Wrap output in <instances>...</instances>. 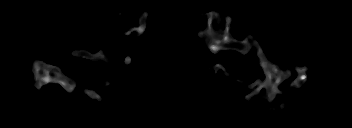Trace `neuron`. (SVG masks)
I'll return each instance as SVG.
<instances>
[{
    "label": "neuron",
    "mask_w": 352,
    "mask_h": 128,
    "mask_svg": "<svg viewBox=\"0 0 352 128\" xmlns=\"http://www.w3.org/2000/svg\"><path fill=\"white\" fill-rule=\"evenodd\" d=\"M148 12H144L141 18L139 19V27H133L132 30L127 31L123 33V36L128 37L132 31L137 32V37L141 36L144 33V29L147 25V18ZM208 22H207V27L205 28L204 31H199L198 36L200 38L205 37V40L207 41V48L208 50L212 51V53L217 54L220 50L224 49H229V50H237V52L240 53H246L250 50L251 45L248 43V40L246 37L243 38V40L239 41L237 39H234L231 36L230 33V23L231 18L226 16V26H224L223 34H218L217 30H213V15L214 12L211 11L208 14ZM253 44L255 45V48L258 50V58L261 62V66L263 68V71L266 75V80L263 83H260V81H255L251 85L248 86V88L252 89L255 87V85L259 84V87L255 89L252 93L249 95L245 96L246 99L252 98L254 95L260 92V90L263 87H267V96H268V101L272 102L276 94L282 95L283 93L278 89V86L281 82L284 80H287L289 76H291V71L288 72H283L281 71L278 66L275 64H271L268 61H265V54L262 48L260 47V44L256 42L255 39H253ZM103 52H99L98 54H91L87 52L86 50H75L74 52H71L70 55L72 56H77V57H83L88 60H106L105 56L102 54ZM125 58V64H129L131 61V58L129 57L128 54H126ZM32 71L34 73V81H35V87L40 90L41 86L43 84H47L49 82H54V83H59L63 86V88L67 92H72L74 88L77 86V83L75 80H70L68 77H66L62 70L59 69L57 66L49 65L46 64L45 62L42 61H32ZM213 68L215 69L213 75H217V72L219 69H222L224 73L227 75L228 72L226 71V68L222 66L221 63H216ZM42 69L43 74H39V70ZM296 73L298 74V77L293 81L292 85L289 86V89H291L292 86L300 87L302 86L307 77V71L308 68L306 66L304 67H296L295 69ZM53 72L55 74V77L52 78L50 76V73ZM275 79V81H274ZM275 82V83H273ZM84 92L91 97L92 100H100V95H96L93 90L89 89H84ZM286 106L285 103H281L280 108L284 109Z\"/></svg>",
    "instance_id": "obj_1"
}]
</instances>
